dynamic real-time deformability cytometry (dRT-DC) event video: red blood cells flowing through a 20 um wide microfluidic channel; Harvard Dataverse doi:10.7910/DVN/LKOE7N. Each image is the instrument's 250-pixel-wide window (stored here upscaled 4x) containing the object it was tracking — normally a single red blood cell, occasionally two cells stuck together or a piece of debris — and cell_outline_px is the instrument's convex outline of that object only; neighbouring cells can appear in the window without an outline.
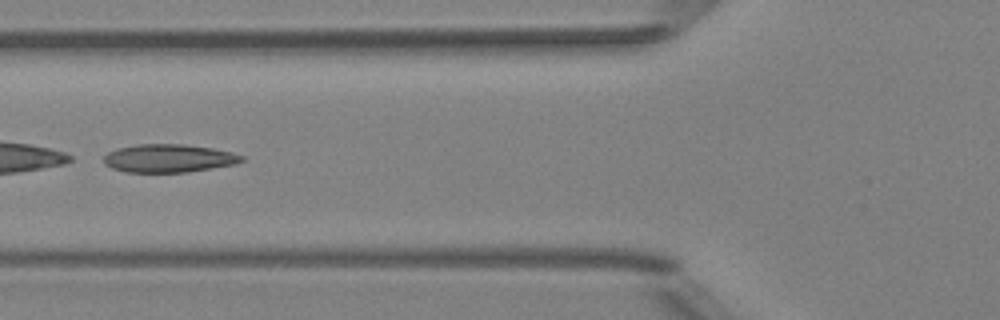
{"species": "Egyptian fruit bat (a non-hibernating species)", "species_latin": "Rousettus aegyptiacus", "temperature_condition": "room temperature", "stored_images_in_passage": 49, "camera_frame_rate_fps": 3000, "um_per_image_px": 0.085, "animal": {"sex": "female"}, "frame": {"image": 1, "passage_image": 19, "time_ms": 6.0, "image_size_px": [1000, 320], "cell_outline_px": [[244, 160], [236, 164], [188, 172], [124, 172], [112, 168], [104, 164], [104, 156], [108, 152], [116, 148], [136, 144], [180, 144], [212, 148], [232, 152], [244, 156]], "centroid_in_image_um": [14.33, 13.45], "position_along_channel_um": 111.5, "area_um2": 22.72}}
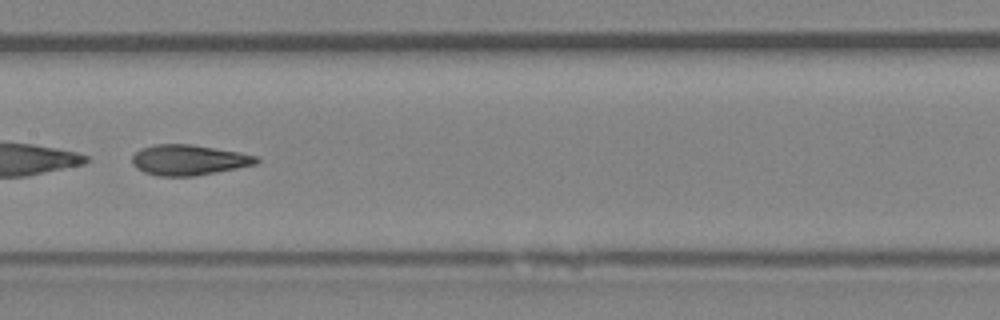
{"frame": {"image": 2, "passage_image": 25, "time_ms": 8.0, "image_size_px": [1000, 320], "cell_outline_px": [[260, 160], [256, 164], [236, 168], [192, 176], [156, 176], [144, 172], [136, 168], [132, 164], [132, 156], [140, 148], [156, 144], [192, 144], [240, 152], [256, 156]], "centroid_in_image_um": [16.01, 13.59], "position_along_channel_um": 191.4, "area_um2": 22.02}}
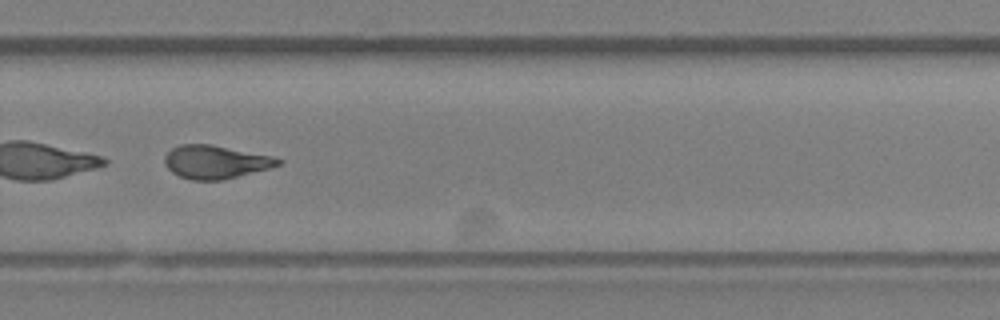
{"frame": {"image": 3, "passage_image": 34, "time_ms": 11.0, "image_size_px": [1000, 320], "cell_outline_px": [[284, 160], [280, 164], [268, 168], [220, 180], [192, 180], [180, 176], [172, 172], [164, 164], [164, 156], [172, 148], [180, 144], [212, 144], [272, 156]], "centroid_in_image_um": [18.29, 13.75], "position_along_channel_um": 311.5, "area_um2": 21.79}}